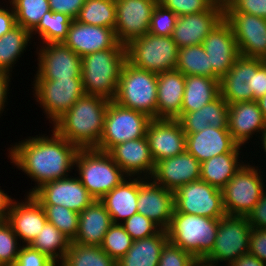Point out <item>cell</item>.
Returning <instances> with one entry per match:
<instances>
[{
  "label": "cell",
  "instance_id": "cell-3",
  "mask_svg": "<svg viewBox=\"0 0 266 266\" xmlns=\"http://www.w3.org/2000/svg\"><path fill=\"white\" fill-rule=\"evenodd\" d=\"M127 61L126 46L118 43L111 49L93 52L81 57L83 91L109 101L115 99L120 74Z\"/></svg>",
  "mask_w": 266,
  "mask_h": 266
},
{
  "label": "cell",
  "instance_id": "cell-8",
  "mask_svg": "<svg viewBox=\"0 0 266 266\" xmlns=\"http://www.w3.org/2000/svg\"><path fill=\"white\" fill-rule=\"evenodd\" d=\"M127 61L138 69L155 74L176 68L178 46L171 36H156L147 33L135 38L127 46Z\"/></svg>",
  "mask_w": 266,
  "mask_h": 266
},
{
  "label": "cell",
  "instance_id": "cell-63",
  "mask_svg": "<svg viewBox=\"0 0 266 266\" xmlns=\"http://www.w3.org/2000/svg\"><path fill=\"white\" fill-rule=\"evenodd\" d=\"M190 266H212L205 259H195Z\"/></svg>",
  "mask_w": 266,
  "mask_h": 266
},
{
  "label": "cell",
  "instance_id": "cell-58",
  "mask_svg": "<svg viewBox=\"0 0 266 266\" xmlns=\"http://www.w3.org/2000/svg\"><path fill=\"white\" fill-rule=\"evenodd\" d=\"M227 73L231 77L242 78L246 82H249L250 57L239 56Z\"/></svg>",
  "mask_w": 266,
  "mask_h": 266
},
{
  "label": "cell",
  "instance_id": "cell-10",
  "mask_svg": "<svg viewBox=\"0 0 266 266\" xmlns=\"http://www.w3.org/2000/svg\"><path fill=\"white\" fill-rule=\"evenodd\" d=\"M151 120L142 112L123 107L114 100L110 101L101 139L95 149L109 152L118 144L145 137Z\"/></svg>",
  "mask_w": 266,
  "mask_h": 266
},
{
  "label": "cell",
  "instance_id": "cell-1",
  "mask_svg": "<svg viewBox=\"0 0 266 266\" xmlns=\"http://www.w3.org/2000/svg\"><path fill=\"white\" fill-rule=\"evenodd\" d=\"M50 134L40 132L35 136L11 143L7 159L18 170L30 178L31 189L25 194H33L43 184L71 176L75 168V158L79 148L61 137L53 128ZM71 174V175H70Z\"/></svg>",
  "mask_w": 266,
  "mask_h": 266
},
{
  "label": "cell",
  "instance_id": "cell-56",
  "mask_svg": "<svg viewBox=\"0 0 266 266\" xmlns=\"http://www.w3.org/2000/svg\"><path fill=\"white\" fill-rule=\"evenodd\" d=\"M16 26L15 13L7 2L0 8V38Z\"/></svg>",
  "mask_w": 266,
  "mask_h": 266
},
{
  "label": "cell",
  "instance_id": "cell-23",
  "mask_svg": "<svg viewBox=\"0 0 266 266\" xmlns=\"http://www.w3.org/2000/svg\"><path fill=\"white\" fill-rule=\"evenodd\" d=\"M228 129L207 127L201 132L186 135V150L200 163L224 153H244Z\"/></svg>",
  "mask_w": 266,
  "mask_h": 266
},
{
  "label": "cell",
  "instance_id": "cell-13",
  "mask_svg": "<svg viewBox=\"0 0 266 266\" xmlns=\"http://www.w3.org/2000/svg\"><path fill=\"white\" fill-rule=\"evenodd\" d=\"M38 46L35 51L38 66L34 79L82 78L81 57L66 44L61 42Z\"/></svg>",
  "mask_w": 266,
  "mask_h": 266
},
{
  "label": "cell",
  "instance_id": "cell-17",
  "mask_svg": "<svg viewBox=\"0 0 266 266\" xmlns=\"http://www.w3.org/2000/svg\"><path fill=\"white\" fill-rule=\"evenodd\" d=\"M224 19V4L214 2L207 10L179 16L172 33L178 48L202 44L208 34Z\"/></svg>",
  "mask_w": 266,
  "mask_h": 266
},
{
  "label": "cell",
  "instance_id": "cell-40",
  "mask_svg": "<svg viewBox=\"0 0 266 266\" xmlns=\"http://www.w3.org/2000/svg\"><path fill=\"white\" fill-rule=\"evenodd\" d=\"M48 222L57 227L71 242L78 232L79 213L60 205H42Z\"/></svg>",
  "mask_w": 266,
  "mask_h": 266
},
{
  "label": "cell",
  "instance_id": "cell-11",
  "mask_svg": "<svg viewBox=\"0 0 266 266\" xmlns=\"http://www.w3.org/2000/svg\"><path fill=\"white\" fill-rule=\"evenodd\" d=\"M251 230L246 216H223L219 219L214 246L204 259L212 266L230 265L249 252Z\"/></svg>",
  "mask_w": 266,
  "mask_h": 266
},
{
  "label": "cell",
  "instance_id": "cell-16",
  "mask_svg": "<svg viewBox=\"0 0 266 266\" xmlns=\"http://www.w3.org/2000/svg\"><path fill=\"white\" fill-rule=\"evenodd\" d=\"M73 175L47 182L32 195L41 205H60L80 213L95 199L88 193L77 175Z\"/></svg>",
  "mask_w": 266,
  "mask_h": 266
},
{
  "label": "cell",
  "instance_id": "cell-15",
  "mask_svg": "<svg viewBox=\"0 0 266 266\" xmlns=\"http://www.w3.org/2000/svg\"><path fill=\"white\" fill-rule=\"evenodd\" d=\"M230 24L240 56L266 58V19L239 12H224Z\"/></svg>",
  "mask_w": 266,
  "mask_h": 266
},
{
  "label": "cell",
  "instance_id": "cell-65",
  "mask_svg": "<svg viewBox=\"0 0 266 266\" xmlns=\"http://www.w3.org/2000/svg\"><path fill=\"white\" fill-rule=\"evenodd\" d=\"M1 2H2V1L0 0V8L3 7L2 5H3L4 3H6L7 1H5V2L3 1L2 3H1Z\"/></svg>",
  "mask_w": 266,
  "mask_h": 266
},
{
  "label": "cell",
  "instance_id": "cell-19",
  "mask_svg": "<svg viewBox=\"0 0 266 266\" xmlns=\"http://www.w3.org/2000/svg\"><path fill=\"white\" fill-rule=\"evenodd\" d=\"M146 138L155 163L186 150V135L177 119H152Z\"/></svg>",
  "mask_w": 266,
  "mask_h": 266
},
{
  "label": "cell",
  "instance_id": "cell-43",
  "mask_svg": "<svg viewBox=\"0 0 266 266\" xmlns=\"http://www.w3.org/2000/svg\"><path fill=\"white\" fill-rule=\"evenodd\" d=\"M22 244L11 224L0 223V266H14Z\"/></svg>",
  "mask_w": 266,
  "mask_h": 266
},
{
  "label": "cell",
  "instance_id": "cell-47",
  "mask_svg": "<svg viewBox=\"0 0 266 266\" xmlns=\"http://www.w3.org/2000/svg\"><path fill=\"white\" fill-rule=\"evenodd\" d=\"M215 0H158V3L172 10L178 17L207 10Z\"/></svg>",
  "mask_w": 266,
  "mask_h": 266
},
{
  "label": "cell",
  "instance_id": "cell-24",
  "mask_svg": "<svg viewBox=\"0 0 266 266\" xmlns=\"http://www.w3.org/2000/svg\"><path fill=\"white\" fill-rule=\"evenodd\" d=\"M80 57L93 52L111 49L119 42L115 30L109 27L88 25L72 20L63 42Z\"/></svg>",
  "mask_w": 266,
  "mask_h": 266
},
{
  "label": "cell",
  "instance_id": "cell-55",
  "mask_svg": "<svg viewBox=\"0 0 266 266\" xmlns=\"http://www.w3.org/2000/svg\"><path fill=\"white\" fill-rule=\"evenodd\" d=\"M247 218L252 228L266 229V190Z\"/></svg>",
  "mask_w": 266,
  "mask_h": 266
},
{
  "label": "cell",
  "instance_id": "cell-30",
  "mask_svg": "<svg viewBox=\"0 0 266 266\" xmlns=\"http://www.w3.org/2000/svg\"><path fill=\"white\" fill-rule=\"evenodd\" d=\"M245 154L247 157L244 153H224L202 162L200 180L221 190L247 161V150Z\"/></svg>",
  "mask_w": 266,
  "mask_h": 266
},
{
  "label": "cell",
  "instance_id": "cell-32",
  "mask_svg": "<svg viewBox=\"0 0 266 266\" xmlns=\"http://www.w3.org/2000/svg\"><path fill=\"white\" fill-rule=\"evenodd\" d=\"M220 79L207 76H185L181 113L198 111L220 95Z\"/></svg>",
  "mask_w": 266,
  "mask_h": 266
},
{
  "label": "cell",
  "instance_id": "cell-28",
  "mask_svg": "<svg viewBox=\"0 0 266 266\" xmlns=\"http://www.w3.org/2000/svg\"><path fill=\"white\" fill-rule=\"evenodd\" d=\"M112 224L105 206L100 200H94L79 213L78 232L72 242L84 246H100Z\"/></svg>",
  "mask_w": 266,
  "mask_h": 266
},
{
  "label": "cell",
  "instance_id": "cell-5",
  "mask_svg": "<svg viewBox=\"0 0 266 266\" xmlns=\"http://www.w3.org/2000/svg\"><path fill=\"white\" fill-rule=\"evenodd\" d=\"M218 225L219 219L174 210L166 232L169 242L195 259H204L214 246Z\"/></svg>",
  "mask_w": 266,
  "mask_h": 266
},
{
  "label": "cell",
  "instance_id": "cell-2",
  "mask_svg": "<svg viewBox=\"0 0 266 266\" xmlns=\"http://www.w3.org/2000/svg\"><path fill=\"white\" fill-rule=\"evenodd\" d=\"M109 100L84 94L52 126L79 149L96 148L103 132Z\"/></svg>",
  "mask_w": 266,
  "mask_h": 266
},
{
  "label": "cell",
  "instance_id": "cell-9",
  "mask_svg": "<svg viewBox=\"0 0 266 266\" xmlns=\"http://www.w3.org/2000/svg\"><path fill=\"white\" fill-rule=\"evenodd\" d=\"M33 99L43 110L47 123L54 124L85 93L82 78L33 79L31 81Z\"/></svg>",
  "mask_w": 266,
  "mask_h": 266
},
{
  "label": "cell",
  "instance_id": "cell-12",
  "mask_svg": "<svg viewBox=\"0 0 266 266\" xmlns=\"http://www.w3.org/2000/svg\"><path fill=\"white\" fill-rule=\"evenodd\" d=\"M174 210L215 219L226 215L222 191L202 180L190 182L174 191Z\"/></svg>",
  "mask_w": 266,
  "mask_h": 266
},
{
  "label": "cell",
  "instance_id": "cell-60",
  "mask_svg": "<svg viewBox=\"0 0 266 266\" xmlns=\"http://www.w3.org/2000/svg\"><path fill=\"white\" fill-rule=\"evenodd\" d=\"M228 266H266V263H263L254 255L247 253L238 257Z\"/></svg>",
  "mask_w": 266,
  "mask_h": 266
},
{
  "label": "cell",
  "instance_id": "cell-45",
  "mask_svg": "<svg viewBox=\"0 0 266 266\" xmlns=\"http://www.w3.org/2000/svg\"><path fill=\"white\" fill-rule=\"evenodd\" d=\"M133 240L147 238L157 234L161 228L140 213L133 214L121 223Z\"/></svg>",
  "mask_w": 266,
  "mask_h": 266
},
{
  "label": "cell",
  "instance_id": "cell-41",
  "mask_svg": "<svg viewBox=\"0 0 266 266\" xmlns=\"http://www.w3.org/2000/svg\"><path fill=\"white\" fill-rule=\"evenodd\" d=\"M133 241L120 223H113L105 234L100 247L117 262L129 251Z\"/></svg>",
  "mask_w": 266,
  "mask_h": 266
},
{
  "label": "cell",
  "instance_id": "cell-59",
  "mask_svg": "<svg viewBox=\"0 0 266 266\" xmlns=\"http://www.w3.org/2000/svg\"><path fill=\"white\" fill-rule=\"evenodd\" d=\"M15 198L8 195L0 186V223L9 219L10 208Z\"/></svg>",
  "mask_w": 266,
  "mask_h": 266
},
{
  "label": "cell",
  "instance_id": "cell-51",
  "mask_svg": "<svg viewBox=\"0 0 266 266\" xmlns=\"http://www.w3.org/2000/svg\"><path fill=\"white\" fill-rule=\"evenodd\" d=\"M14 266H58L52 259L29 245H22Z\"/></svg>",
  "mask_w": 266,
  "mask_h": 266
},
{
  "label": "cell",
  "instance_id": "cell-57",
  "mask_svg": "<svg viewBox=\"0 0 266 266\" xmlns=\"http://www.w3.org/2000/svg\"><path fill=\"white\" fill-rule=\"evenodd\" d=\"M12 79V74H9L7 72L4 71H0V118L1 116H3V112L4 115L6 113V106H8L9 102L8 100H10V85L12 84L11 82ZM9 96V98H8ZM7 104V105H6Z\"/></svg>",
  "mask_w": 266,
  "mask_h": 266
},
{
  "label": "cell",
  "instance_id": "cell-34",
  "mask_svg": "<svg viewBox=\"0 0 266 266\" xmlns=\"http://www.w3.org/2000/svg\"><path fill=\"white\" fill-rule=\"evenodd\" d=\"M71 241L52 223L46 222L40 234L29 244L56 264H60L69 249Z\"/></svg>",
  "mask_w": 266,
  "mask_h": 266
},
{
  "label": "cell",
  "instance_id": "cell-22",
  "mask_svg": "<svg viewBox=\"0 0 266 266\" xmlns=\"http://www.w3.org/2000/svg\"><path fill=\"white\" fill-rule=\"evenodd\" d=\"M12 202L8 222L22 245H29L48 221L43 206L32 195Z\"/></svg>",
  "mask_w": 266,
  "mask_h": 266
},
{
  "label": "cell",
  "instance_id": "cell-49",
  "mask_svg": "<svg viewBox=\"0 0 266 266\" xmlns=\"http://www.w3.org/2000/svg\"><path fill=\"white\" fill-rule=\"evenodd\" d=\"M194 260L191 254L168 241L162 248L158 266H190Z\"/></svg>",
  "mask_w": 266,
  "mask_h": 266
},
{
  "label": "cell",
  "instance_id": "cell-62",
  "mask_svg": "<svg viewBox=\"0 0 266 266\" xmlns=\"http://www.w3.org/2000/svg\"><path fill=\"white\" fill-rule=\"evenodd\" d=\"M256 101L258 102L259 108L263 114L265 121H266V93Z\"/></svg>",
  "mask_w": 266,
  "mask_h": 266
},
{
  "label": "cell",
  "instance_id": "cell-48",
  "mask_svg": "<svg viewBox=\"0 0 266 266\" xmlns=\"http://www.w3.org/2000/svg\"><path fill=\"white\" fill-rule=\"evenodd\" d=\"M253 94V101L266 93V64L263 59L250 58V77L246 82Z\"/></svg>",
  "mask_w": 266,
  "mask_h": 266
},
{
  "label": "cell",
  "instance_id": "cell-38",
  "mask_svg": "<svg viewBox=\"0 0 266 266\" xmlns=\"http://www.w3.org/2000/svg\"><path fill=\"white\" fill-rule=\"evenodd\" d=\"M58 266H117L100 246H84L71 242Z\"/></svg>",
  "mask_w": 266,
  "mask_h": 266
},
{
  "label": "cell",
  "instance_id": "cell-20",
  "mask_svg": "<svg viewBox=\"0 0 266 266\" xmlns=\"http://www.w3.org/2000/svg\"><path fill=\"white\" fill-rule=\"evenodd\" d=\"M209 60V67L221 79L240 56L230 24L223 19L202 43Z\"/></svg>",
  "mask_w": 266,
  "mask_h": 266
},
{
  "label": "cell",
  "instance_id": "cell-18",
  "mask_svg": "<svg viewBox=\"0 0 266 266\" xmlns=\"http://www.w3.org/2000/svg\"><path fill=\"white\" fill-rule=\"evenodd\" d=\"M137 209L138 213L166 230L174 211V192L155 183L151 178L139 177Z\"/></svg>",
  "mask_w": 266,
  "mask_h": 266
},
{
  "label": "cell",
  "instance_id": "cell-53",
  "mask_svg": "<svg viewBox=\"0 0 266 266\" xmlns=\"http://www.w3.org/2000/svg\"><path fill=\"white\" fill-rule=\"evenodd\" d=\"M248 253L266 263V229L252 228Z\"/></svg>",
  "mask_w": 266,
  "mask_h": 266
},
{
  "label": "cell",
  "instance_id": "cell-21",
  "mask_svg": "<svg viewBox=\"0 0 266 266\" xmlns=\"http://www.w3.org/2000/svg\"><path fill=\"white\" fill-rule=\"evenodd\" d=\"M201 163L187 150L155 163L151 179L165 189L176 191L179 187L200 180Z\"/></svg>",
  "mask_w": 266,
  "mask_h": 266
},
{
  "label": "cell",
  "instance_id": "cell-42",
  "mask_svg": "<svg viewBox=\"0 0 266 266\" xmlns=\"http://www.w3.org/2000/svg\"><path fill=\"white\" fill-rule=\"evenodd\" d=\"M219 82L220 95L228 104L253 101L252 91L244 79L231 77L226 73Z\"/></svg>",
  "mask_w": 266,
  "mask_h": 266
},
{
  "label": "cell",
  "instance_id": "cell-31",
  "mask_svg": "<svg viewBox=\"0 0 266 266\" xmlns=\"http://www.w3.org/2000/svg\"><path fill=\"white\" fill-rule=\"evenodd\" d=\"M166 230L134 240L129 251L117 262V266H158L162 248L168 242Z\"/></svg>",
  "mask_w": 266,
  "mask_h": 266
},
{
  "label": "cell",
  "instance_id": "cell-46",
  "mask_svg": "<svg viewBox=\"0 0 266 266\" xmlns=\"http://www.w3.org/2000/svg\"><path fill=\"white\" fill-rule=\"evenodd\" d=\"M229 104L219 95L204 105L205 123L217 129H228Z\"/></svg>",
  "mask_w": 266,
  "mask_h": 266
},
{
  "label": "cell",
  "instance_id": "cell-39",
  "mask_svg": "<svg viewBox=\"0 0 266 266\" xmlns=\"http://www.w3.org/2000/svg\"><path fill=\"white\" fill-rule=\"evenodd\" d=\"M15 13L16 25L30 33L38 26L43 15L50 11L48 0H8Z\"/></svg>",
  "mask_w": 266,
  "mask_h": 266
},
{
  "label": "cell",
  "instance_id": "cell-44",
  "mask_svg": "<svg viewBox=\"0 0 266 266\" xmlns=\"http://www.w3.org/2000/svg\"><path fill=\"white\" fill-rule=\"evenodd\" d=\"M177 19L178 16L172 10L158 3L153 10L148 32L156 36H172Z\"/></svg>",
  "mask_w": 266,
  "mask_h": 266
},
{
  "label": "cell",
  "instance_id": "cell-7",
  "mask_svg": "<svg viewBox=\"0 0 266 266\" xmlns=\"http://www.w3.org/2000/svg\"><path fill=\"white\" fill-rule=\"evenodd\" d=\"M158 74L138 69L126 61L114 99L119 105L156 119Z\"/></svg>",
  "mask_w": 266,
  "mask_h": 266
},
{
  "label": "cell",
  "instance_id": "cell-35",
  "mask_svg": "<svg viewBox=\"0 0 266 266\" xmlns=\"http://www.w3.org/2000/svg\"><path fill=\"white\" fill-rule=\"evenodd\" d=\"M71 21L69 16L50 10L43 15L38 26L31 32L32 40L35 41V37H38V45L64 42Z\"/></svg>",
  "mask_w": 266,
  "mask_h": 266
},
{
  "label": "cell",
  "instance_id": "cell-6",
  "mask_svg": "<svg viewBox=\"0 0 266 266\" xmlns=\"http://www.w3.org/2000/svg\"><path fill=\"white\" fill-rule=\"evenodd\" d=\"M249 158L252 160H247L221 189L226 215L247 217L266 190L264 166H255L251 155Z\"/></svg>",
  "mask_w": 266,
  "mask_h": 266
},
{
  "label": "cell",
  "instance_id": "cell-4",
  "mask_svg": "<svg viewBox=\"0 0 266 266\" xmlns=\"http://www.w3.org/2000/svg\"><path fill=\"white\" fill-rule=\"evenodd\" d=\"M74 171L95 200H100L128 177L108 152L95 148L78 150Z\"/></svg>",
  "mask_w": 266,
  "mask_h": 266
},
{
  "label": "cell",
  "instance_id": "cell-14",
  "mask_svg": "<svg viewBox=\"0 0 266 266\" xmlns=\"http://www.w3.org/2000/svg\"><path fill=\"white\" fill-rule=\"evenodd\" d=\"M158 0H116L115 33L119 43L127 46L149 31Z\"/></svg>",
  "mask_w": 266,
  "mask_h": 266
},
{
  "label": "cell",
  "instance_id": "cell-50",
  "mask_svg": "<svg viewBox=\"0 0 266 266\" xmlns=\"http://www.w3.org/2000/svg\"><path fill=\"white\" fill-rule=\"evenodd\" d=\"M224 12H239L266 19V0H227Z\"/></svg>",
  "mask_w": 266,
  "mask_h": 266
},
{
  "label": "cell",
  "instance_id": "cell-52",
  "mask_svg": "<svg viewBox=\"0 0 266 266\" xmlns=\"http://www.w3.org/2000/svg\"><path fill=\"white\" fill-rule=\"evenodd\" d=\"M177 120L180 122L185 135L201 132L209 127V123H205L204 106L198 111L181 113Z\"/></svg>",
  "mask_w": 266,
  "mask_h": 266
},
{
  "label": "cell",
  "instance_id": "cell-29",
  "mask_svg": "<svg viewBox=\"0 0 266 266\" xmlns=\"http://www.w3.org/2000/svg\"><path fill=\"white\" fill-rule=\"evenodd\" d=\"M139 177H127L118 186L104 195L100 202L105 206L113 223H122L138 213L137 198Z\"/></svg>",
  "mask_w": 266,
  "mask_h": 266
},
{
  "label": "cell",
  "instance_id": "cell-37",
  "mask_svg": "<svg viewBox=\"0 0 266 266\" xmlns=\"http://www.w3.org/2000/svg\"><path fill=\"white\" fill-rule=\"evenodd\" d=\"M76 20L88 25L114 29L116 0H85Z\"/></svg>",
  "mask_w": 266,
  "mask_h": 266
},
{
  "label": "cell",
  "instance_id": "cell-27",
  "mask_svg": "<svg viewBox=\"0 0 266 266\" xmlns=\"http://www.w3.org/2000/svg\"><path fill=\"white\" fill-rule=\"evenodd\" d=\"M185 89V75L176 69L158 74L156 119H177Z\"/></svg>",
  "mask_w": 266,
  "mask_h": 266
},
{
  "label": "cell",
  "instance_id": "cell-61",
  "mask_svg": "<svg viewBox=\"0 0 266 266\" xmlns=\"http://www.w3.org/2000/svg\"><path fill=\"white\" fill-rule=\"evenodd\" d=\"M258 140L259 141H255L256 143H254V145L256 144V148H257L258 145H260L259 148L263 149V150L260 151V149H259L258 152L255 151L256 154H253L252 153L253 151H251V153L250 152H248V153L252 154V156H254V157H255V155L258 156L257 154L260 153V158L264 154L263 157L265 158L264 160L266 161V127L260 133V136H259ZM264 166H266V164Z\"/></svg>",
  "mask_w": 266,
  "mask_h": 266
},
{
  "label": "cell",
  "instance_id": "cell-54",
  "mask_svg": "<svg viewBox=\"0 0 266 266\" xmlns=\"http://www.w3.org/2000/svg\"><path fill=\"white\" fill-rule=\"evenodd\" d=\"M52 12H59L75 20L85 0H48Z\"/></svg>",
  "mask_w": 266,
  "mask_h": 266
},
{
  "label": "cell",
  "instance_id": "cell-33",
  "mask_svg": "<svg viewBox=\"0 0 266 266\" xmlns=\"http://www.w3.org/2000/svg\"><path fill=\"white\" fill-rule=\"evenodd\" d=\"M33 42L31 33L22 26H14L0 38V71L12 74L20 57Z\"/></svg>",
  "mask_w": 266,
  "mask_h": 266
},
{
  "label": "cell",
  "instance_id": "cell-25",
  "mask_svg": "<svg viewBox=\"0 0 266 266\" xmlns=\"http://www.w3.org/2000/svg\"><path fill=\"white\" fill-rule=\"evenodd\" d=\"M265 127L266 121L257 101L229 104L228 130L233 139L245 149L246 145L250 147L249 143L254 138L253 141L259 138Z\"/></svg>",
  "mask_w": 266,
  "mask_h": 266
},
{
  "label": "cell",
  "instance_id": "cell-26",
  "mask_svg": "<svg viewBox=\"0 0 266 266\" xmlns=\"http://www.w3.org/2000/svg\"><path fill=\"white\" fill-rule=\"evenodd\" d=\"M108 153L129 177L151 178L154 172L155 161L146 136L118 144Z\"/></svg>",
  "mask_w": 266,
  "mask_h": 266
},
{
  "label": "cell",
  "instance_id": "cell-64",
  "mask_svg": "<svg viewBox=\"0 0 266 266\" xmlns=\"http://www.w3.org/2000/svg\"><path fill=\"white\" fill-rule=\"evenodd\" d=\"M216 2H219V3H223L225 4L227 2V0H215Z\"/></svg>",
  "mask_w": 266,
  "mask_h": 266
},
{
  "label": "cell",
  "instance_id": "cell-36",
  "mask_svg": "<svg viewBox=\"0 0 266 266\" xmlns=\"http://www.w3.org/2000/svg\"><path fill=\"white\" fill-rule=\"evenodd\" d=\"M175 69L185 76L200 75L220 79L209 67L208 56L202 44L179 48Z\"/></svg>",
  "mask_w": 266,
  "mask_h": 266
}]
</instances>
